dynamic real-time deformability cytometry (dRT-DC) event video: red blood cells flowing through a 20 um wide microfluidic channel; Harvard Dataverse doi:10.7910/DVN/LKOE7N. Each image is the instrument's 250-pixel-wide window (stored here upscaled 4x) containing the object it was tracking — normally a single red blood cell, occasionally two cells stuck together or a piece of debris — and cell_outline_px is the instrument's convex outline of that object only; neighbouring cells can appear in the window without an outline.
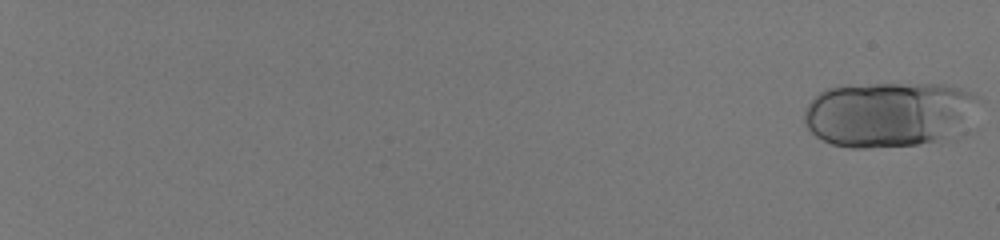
{"species": "human", "species_latin": "Homo sapiens", "temperature_condition": "room temperature", "stored_images_in_passage": 18, "camera_frame_rate_fps": 3000, "um_per_image_px": 0.085, "donor": {"sex": "male"}, "frame": {"image": 1, "passage_image": 1, "time_ms": 0.0, "image_size_px": [1000, 240], "cell_outline_px": [[976, 96], [960, 120], [944, 136], [932, 140], [916, 144], [868, 148], [848, 148], [832, 144], [816, 136], [808, 128], [804, 120], [804, 112], [808, 104], [820, 92], [828, 88], [872, 84], [944, 84], [960, 88]], "centroid_in_image_um": [75.3, 9.69], "position_along_channel_um": 9.7, "area_um2": 63.52}}